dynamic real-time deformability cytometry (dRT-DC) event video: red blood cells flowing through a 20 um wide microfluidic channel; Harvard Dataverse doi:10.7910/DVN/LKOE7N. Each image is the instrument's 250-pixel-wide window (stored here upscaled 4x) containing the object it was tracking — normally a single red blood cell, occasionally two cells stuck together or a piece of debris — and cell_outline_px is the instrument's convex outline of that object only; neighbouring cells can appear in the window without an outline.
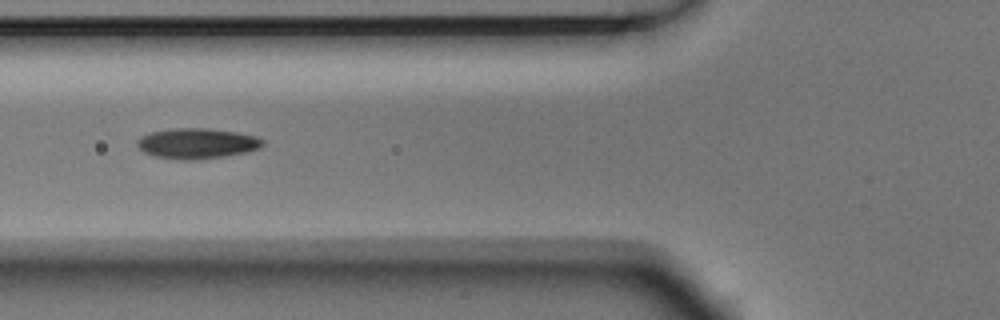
{"species": "Egyptian fruit bat (a non-hibernating species)", "species_latin": "Rousettus aegyptiacus", "temperature_condition": "room temperature", "stored_images_in_passage": 9, "camera_frame_rate_fps": 3000, "um_per_image_px": 0.085, "animal": {"sex": "male"}, "frame": {"image": 1, "passage_image": 6, "time_ms": 1.667, "image_size_px": [1000, 320], "cell_outline_px": [[264, 144], [260, 148], [244, 152], [224, 156], [196, 160], [180, 160], [156, 156], [144, 152], [136, 144], [136, 140], [140, 136], [152, 132], [176, 128], [208, 128], [236, 132], [256, 136], [264, 140]], "centroid_in_image_um": [16.74, 12.19], "position_along_channel_um": 109.1, "area_um2": 22.2}}
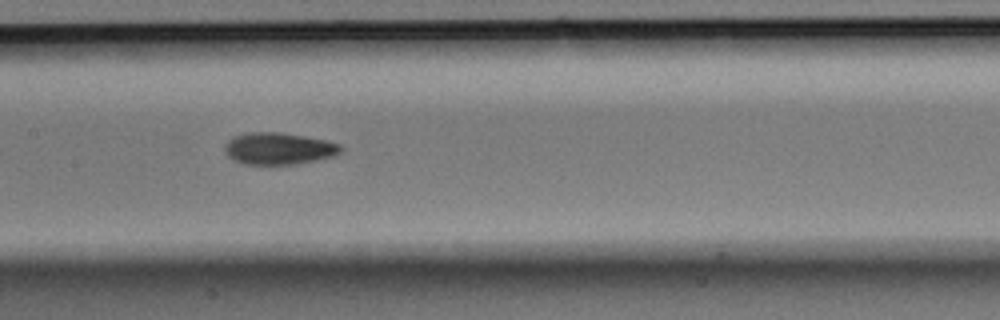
{"frame": {"image": 2, "passage_image": 8, "time_ms": 2.333, "image_size_px": [1000, 320], "cell_outline_px": [[344, 148], [340, 152], [332, 156], [316, 160], [296, 164], [244, 164], [232, 160], [228, 156], [224, 148], [224, 144], [232, 136], [248, 132], [276, 132], [304, 136], [324, 140], [340, 144]], "centroid_in_image_um": [23.65, 12.62], "position_along_channel_um": 183.8, "area_um2": 21.56}}
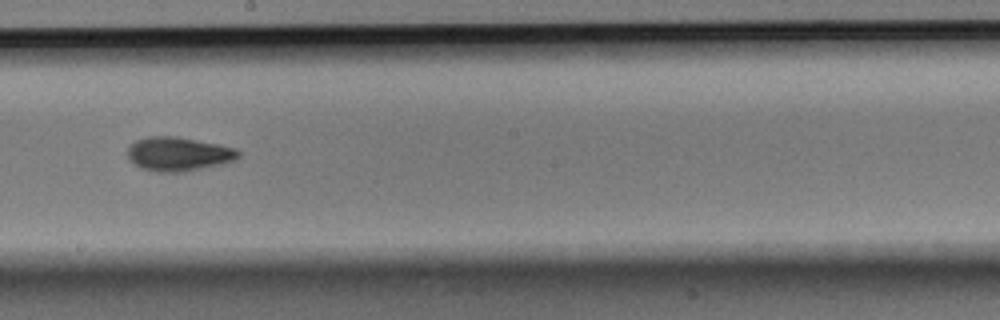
{"frame": {"image": 3, "passage_image": 9, "time_ms": 2.667, "image_size_px": [1000, 320], "cell_outline_px": [[240, 156], [224, 164], [184, 172], [156, 172], [140, 168], [128, 160], [128, 148], [136, 140], [148, 136], [176, 136], [220, 144], [236, 148], [240, 152]], "centroid_in_image_um": [15.17, 13.09], "position_along_channel_um": 233.0, "area_um2": 22.2}}